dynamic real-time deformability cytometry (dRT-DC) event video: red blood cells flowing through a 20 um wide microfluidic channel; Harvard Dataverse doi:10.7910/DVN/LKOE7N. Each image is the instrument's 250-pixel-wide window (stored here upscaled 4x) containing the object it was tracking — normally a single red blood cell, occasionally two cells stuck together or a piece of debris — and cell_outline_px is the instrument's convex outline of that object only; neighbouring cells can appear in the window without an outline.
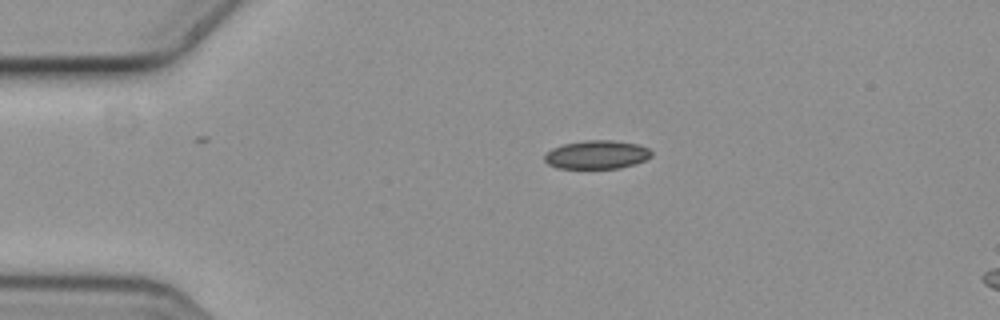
{"species": "common noctule bat (a hibernating species)", "species_latin": "Nyctalus noctula", "temperature_condition": "cold", "stored_images_in_passage": 4, "camera_frame_rate_fps": 3000, "um_per_image_px": 0.085, "animal": {"sex": "female", "body_mass_g": 19.3, "forearm_length_mm": 54.1}, "frame": {"image": 1, "passage_image": 4, "time_ms": 1.0, "image_size_px": [1000, 320], "cell_outline_px": [[652, 156], [636, 164], [620, 168], [556, 168], [548, 164], [544, 160], [544, 156], [552, 148], [564, 144], [584, 140], [612, 140], [640, 144], [648, 148], [652, 152]], "centroid_in_image_um": [50.75, 13.14], "position_along_channel_um": 34.3, "area_um2": 17.86}}